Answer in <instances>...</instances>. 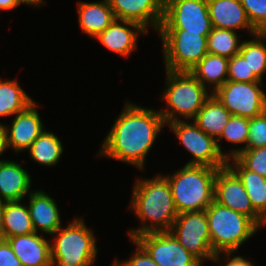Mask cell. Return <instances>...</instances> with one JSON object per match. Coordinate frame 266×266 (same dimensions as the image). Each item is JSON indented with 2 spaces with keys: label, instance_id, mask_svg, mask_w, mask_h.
I'll return each instance as SVG.
<instances>
[{
  "label": "cell",
  "instance_id": "cell-37",
  "mask_svg": "<svg viewBox=\"0 0 266 266\" xmlns=\"http://www.w3.org/2000/svg\"><path fill=\"white\" fill-rule=\"evenodd\" d=\"M222 253L224 254V257L225 258L227 257L226 259H224V260H226L225 262H227L230 259L226 263V265H224V266H254V264H252L251 261H248L247 259H245L244 257H242L240 255L239 256H233L232 253H235V252H221V253H216L214 255V259H212V261L215 262V263L220 262L221 261V258L220 257H222L221 256Z\"/></svg>",
  "mask_w": 266,
  "mask_h": 266
},
{
  "label": "cell",
  "instance_id": "cell-28",
  "mask_svg": "<svg viewBox=\"0 0 266 266\" xmlns=\"http://www.w3.org/2000/svg\"><path fill=\"white\" fill-rule=\"evenodd\" d=\"M266 32H258L251 40L242 41L239 54L247 60L250 72H253L261 81L266 73Z\"/></svg>",
  "mask_w": 266,
  "mask_h": 266
},
{
  "label": "cell",
  "instance_id": "cell-43",
  "mask_svg": "<svg viewBox=\"0 0 266 266\" xmlns=\"http://www.w3.org/2000/svg\"><path fill=\"white\" fill-rule=\"evenodd\" d=\"M203 262H199L197 266H201Z\"/></svg>",
  "mask_w": 266,
  "mask_h": 266
},
{
  "label": "cell",
  "instance_id": "cell-19",
  "mask_svg": "<svg viewBox=\"0 0 266 266\" xmlns=\"http://www.w3.org/2000/svg\"><path fill=\"white\" fill-rule=\"evenodd\" d=\"M28 210L36 233L53 235L61 228L59 209L53 198L43 190L31 191L29 194Z\"/></svg>",
  "mask_w": 266,
  "mask_h": 266
},
{
  "label": "cell",
  "instance_id": "cell-24",
  "mask_svg": "<svg viewBox=\"0 0 266 266\" xmlns=\"http://www.w3.org/2000/svg\"><path fill=\"white\" fill-rule=\"evenodd\" d=\"M231 116L232 114L212 94L191 122L217 140Z\"/></svg>",
  "mask_w": 266,
  "mask_h": 266
},
{
  "label": "cell",
  "instance_id": "cell-18",
  "mask_svg": "<svg viewBox=\"0 0 266 266\" xmlns=\"http://www.w3.org/2000/svg\"><path fill=\"white\" fill-rule=\"evenodd\" d=\"M36 232L6 238L22 266H52L50 242Z\"/></svg>",
  "mask_w": 266,
  "mask_h": 266
},
{
  "label": "cell",
  "instance_id": "cell-38",
  "mask_svg": "<svg viewBox=\"0 0 266 266\" xmlns=\"http://www.w3.org/2000/svg\"><path fill=\"white\" fill-rule=\"evenodd\" d=\"M6 149H8V145L5 124L3 125L0 123V155H2L4 151H7Z\"/></svg>",
  "mask_w": 266,
  "mask_h": 266
},
{
  "label": "cell",
  "instance_id": "cell-13",
  "mask_svg": "<svg viewBox=\"0 0 266 266\" xmlns=\"http://www.w3.org/2000/svg\"><path fill=\"white\" fill-rule=\"evenodd\" d=\"M134 240L159 266H197L200 262L170 232L145 233Z\"/></svg>",
  "mask_w": 266,
  "mask_h": 266
},
{
  "label": "cell",
  "instance_id": "cell-15",
  "mask_svg": "<svg viewBox=\"0 0 266 266\" xmlns=\"http://www.w3.org/2000/svg\"><path fill=\"white\" fill-rule=\"evenodd\" d=\"M7 145L16 153L28 150L32 142L44 131L36 102L31 103L23 111L17 113L11 126H6Z\"/></svg>",
  "mask_w": 266,
  "mask_h": 266
},
{
  "label": "cell",
  "instance_id": "cell-8",
  "mask_svg": "<svg viewBox=\"0 0 266 266\" xmlns=\"http://www.w3.org/2000/svg\"><path fill=\"white\" fill-rule=\"evenodd\" d=\"M184 148L193 158L186 165L207 166L220 169L227 165V158L220 152L217 140L204 133L194 122L179 120L168 123Z\"/></svg>",
  "mask_w": 266,
  "mask_h": 266
},
{
  "label": "cell",
  "instance_id": "cell-10",
  "mask_svg": "<svg viewBox=\"0 0 266 266\" xmlns=\"http://www.w3.org/2000/svg\"><path fill=\"white\" fill-rule=\"evenodd\" d=\"M169 232L200 262L214 259L205 211L178 214Z\"/></svg>",
  "mask_w": 266,
  "mask_h": 266
},
{
  "label": "cell",
  "instance_id": "cell-11",
  "mask_svg": "<svg viewBox=\"0 0 266 266\" xmlns=\"http://www.w3.org/2000/svg\"><path fill=\"white\" fill-rule=\"evenodd\" d=\"M212 28L207 0H165L159 30H186L208 35Z\"/></svg>",
  "mask_w": 266,
  "mask_h": 266
},
{
  "label": "cell",
  "instance_id": "cell-21",
  "mask_svg": "<svg viewBox=\"0 0 266 266\" xmlns=\"http://www.w3.org/2000/svg\"><path fill=\"white\" fill-rule=\"evenodd\" d=\"M78 20L82 32L95 38L116 18L108 0L99 2H78Z\"/></svg>",
  "mask_w": 266,
  "mask_h": 266
},
{
  "label": "cell",
  "instance_id": "cell-39",
  "mask_svg": "<svg viewBox=\"0 0 266 266\" xmlns=\"http://www.w3.org/2000/svg\"><path fill=\"white\" fill-rule=\"evenodd\" d=\"M21 5L18 0H0V10H12Z\"/></svg>",
  "mask_w": 266,
  "mask_h": 266
},
{
  "label": "cell",
  "instance_id": "cell-12",
  "mask_svg": "<svg viewBox=\"0 0 266 266\" xmlns=\"http://www.w3.org/2000/svg\"><path fill=\"white\" fill-rule=\"evenodd\" d=\"M214 201L251 218L260 228L266 221L254 210L250 198L238 176L226 165L217 170Z\"/></svg>",
  "mask_w": 266,
  "mask_h": 266
},
{
  "label": "cell",
  "instance_id": "cell-29",
  "mask_svg": "<svg viewBox=\"0 0 266 266\" xmlns=\"http://www.w3.org/2000/svg\"><path fill=\"white\" fill-rule=\"evenodd\" d=\"M238 38L237 31L212 28L207 36L208 53L232 58L239 54L242 45Z\"/></svg>",
  "mask_w": 266,
  "mask_h": 266
},
{
  "label": "cell",
  "instance_id": "cell-1",
  "mask_svg": "<svg viewBox=\"0 0 266 266\" xmlns=\"http://www.w3.org/2000/svg\"><path fill=\"white\" fill-rule=\"evenodd\" d=\"M165 125L158 110L126 102L99 154L144 170L146 156Z\"/></svg>",
  "mask_w": 266,
  "mask_h": 266
},
{
  "label": "cell",
  "instance_id": "cell-41",
  "mask_svg": "<svg viewBox=\"0 0 266 266\" xmlns=\"http://www.w3.org/2000/svg\"><path fill=\"white\" fill-rule=\"evenodd\" d=\"M20 4H27V5H33L34 7H40L42 3H44V0H18Z\"/></svg>",
  "mask_w": 266,
  "mask_h": 266
},
{
  "label": "cell",
  "instance_id": "cell-31",
  "mask_svg": "<svg viewBox=\"0 0 266 266\" xmlns=\"http://www.w3.org/2000/svg\"><path fill=\"white\" fill-rule=\"evenodd\" d=\"M236 158L250 171L266 177V146L245 149Z\"/></svg>",
  "mask_w": 266,
  "mask_h": 266
},
{
  "label": "cell",
  "instance_id": "cell-14",
  "mask_svg": "<svg viewBox=\"0 0 266 266\" xmlns=\"http://www.w3.org/2000/svg\"><path fill=\"white\" fill-rule=\"evenodd\" d=\"M115 18L139 23L158 31L162 24L165 0H108Z\"/></svg>",
  "mask_w": 266,
  "mask_h": 266
},
{
  "label": "cell",
  "instance_id": "cell-5",
  "mask_svg": "<svg viewBox=\"0 0 266 266\" xmlns=\"http://www.w3.org/2000/svg\"><path fill=\"white\" fill-rule=\"evenodd\" d=\"M211 247L214 252H235L260 228L248 216L213 201L206 209Z\"/></svg>",
  "mask_w": 266,
  "mask_h": 266
},
{
  "label": "cell",
  "instance_id": "cell-20",
  "mask_svg": "<svg viewBox=\"0 0 266 266\" xmlns=\"http://www.w3.org/2000/svg\"><path fill=\"white\" fill-rule=\"evenodd\" d=\"M21 165L12 160H0V201H22L31 193V177Z\"/></svg>",
  "mask_w": 266,
  "mask_h": 266
},
{
  "label": "cell",
  "instance_id": "cell-17",
  "mask_svg": "<svg viewBox=\"0 0 266 266\" xmlns=\"http://www.w3.org/2000/svg\"><path fill=\"white\" fill-rule=\"evenodd\" d=\"M209 16L213 28L247 29L254 36L258 31L250 23L240 0H207Z\"/></svg>",
  "mask_w": 266,
  "mask_h": 266
},
{
  "label": "cell",
  "instance_id": "cell-26",
  "mask_svg": "<svg viewBox=\"0 0 266 266\" xmlns=\"http://www.w3.org/2000/svg\"><path fill=\"white\" fill-rule=\"evenodd\" d=\"M30 158L36 163L46 166H56L63 153L61 140L52 133L44 130L28 148Z\"/></svg>",
  "mask_w": 266,
  "mask_h": 266
},
{
  "label": "cell",
  "instance_id": "cell-23",
  "mask_svg": "<svg viewBox=\"0 0 266 266\" xmlns=\"http://www.w3.org/2000/svg\"><path fill=\"white\" fill-rule=\"evenodd\" d=\"M229 58L207 53L189 72L213 93L227 81ZM209 86V87H208Z\"/></svg>",
  "mask_w": 266,
  "mask_h": 266
},
{
  "label": "cell",
  "instance_id": "cell-36",
  "mask_svg": "<svg viewBox=\"0 0 266 266\" xmlns=\"http://www.w3.org/2000/svg\"><path fill=\"white\" fill-rule=\"evenodd\" d=\"M0 266H22L6 239L0 240Z\"/></svg>",
  "mask_w": 266,
  "mask_h": 266
},
{
  "label": "cell",
  "instance_id": "cell-35",
  "mask_svg": "<svg viewBox=\"0 0 266 266\" xmlns=\"http://www.w3.org/2000/svg\"><path fill=\"white\" fill-rule=\"evenodd\" d=\"M131 241L137 246L131 258L120 263L122 266H159L147 253V251L134 239Z\"/></svg>",
  "mask_w": 266,
  "mask_h": 266
},
{
  "label": "cell",
  "instance_id": "cell-42",
  "mask_svg": "<svg viewBox=\"0 0 266 266\" xmlns=\"http://www.w3.org/2000/svg\"><path fill=\"white\" fill-rule=\"evenodd\" d=\"M112 266H122V265L120 264L119 260L115 258V261L113 262Z\"/></svg>",
  "mask_w": 266,
  "mask_h": 266
},
{
  "label": "cell",
  "instance_id": "cell-22",
  "mask_svg": "<svg viewBox=\"0 0 266 266\" xmlns=\"http://www.w3.org/2000/svg\"><path fill=\"white\" fill-rule=\"evenodd\" d=\"M227 166L241 180L254 210L266 221V177L248 170L236 157L227 159Z\"/></svg>",
  "mask_w": 266,
  "mask_h": 266
},
{
  "label": "cell",
  "instance_id": "cell-25",
  "mask_svg": "<svg viewBox=\"0 0 266 266\" xmlns=\"http://www.w3.org/2000/svg\"><path fill=\"white\" fill-rule=\"evenodd\" d=\"M22 201L4 202V239L12 236L28 235L35 232L28 206Z\"/></svg>",
  "mask_w": 266,
  "mask_h": 266
},
{
  "label": "cell",
  "instance_id": "cell-2",
  "mask_svg": "<svg viewBox=\"0 0 266 266\" xmlns=\"http://www.w3.org/2000/svg\"><path fill=\"white\" fill-rule=\"evenodd\" d=\"M132 192L130 209L143 226L129 231V238L135 239L145 233L169 232L178 213L167 179L161 174L151 179H137Z\"/></svg>",
  "mask_w": 266,
  "mask_h": 266
},
{
  "label": "cell",
  "instance_id": "cell-6",
  "mask_svg": "<svg viewBox=\"0 0 266 266\" xmlns=\"http://www.w3.org/2000/svg\"><path fill=\"white\" fill-rule=\"evenodd\" d=\"M50 242L52 266H92L97 256L96 238L88 229L83 218L71 221L59 228Z\"/></svg>",
  "mask_w": 266,
  "mask_h": 266
},
{
  "label": "cell",
  "instance_id": "cell-40",
  "mask_svg": "<svg viewBox=\"0 0 266 266\" xmlns=\"http://www.w3.org/2000/svg\"><path fill=\"white\" fill-rule=\"evenodd\" d=\"M3 218H4V202L0 201V240L4 239Z\"/></svg>",
  "mask_w": 266,
  "mask_h": 266
},
{
  "label": "cell",
  "instance_id": "cell-3",
  "mask_svg": "<svg viewBox=\"0 0 266 266\" xmlns=\"http://www.w3.org/2000/svg\"><path fill=\"white\" fill-rule=\"evenodd\" d=\"M216 168L184 165L173 175H165L177 213L205 211L214 201Z\"/></svg>",
  "mask_w": 266,
  "mask_h": 266
},
{
  "label": "cell",
  "instance_id": "cell-4",
  "mask_svg": "<svg viewBox=\"0 0 266 266\" xmlns=\"http://www.w3.org/2000/svg\"><path fill=\"white\" fill-rule=\"evenodd\" d=\"M166 87L162 99L168 109L159 110L166 125L181 120L179 116L193 120L212 95L189 71L166 70Z\"/></svg>",
  "mask_w": 266,
  "mask_h": 266
},
{
  "label": "cell",
  "instance_id": "cell-16",
  "mask_svg": "<svg viewBox=\"0 0 266 266\" xmlns=\"http://www.w3.org/2000/svg\"><path fill=\"white\" fill-rule=\"evenodd\" d=\"M139 33H146V29L139 23L115 19L95 38L108 50L126 58L137 49Z\"/></svg>",
  "mask_w": 266,
  "mask_h": 266
},
{
  "label": "cell",
  "instance_id": "cell-7",
  "mask_svg": "<svg viewBox=\"0 0 266 266\" xmlns=\"http://www.w3.org/2000/svg\"><path fill=\"white\" fill-rule=\"evenodd\" d=\"M168 71H190L207 53V36L186 30H158Z\"/></svg>",
  "mask_w": 266,
  "mask_h": 266
},
{
  "label": "cell",
  "instance_id": "cell-32",
  "mask_svg": "<svg viewBox=\"0 0 266 266\" xmlns=\"http://www.w3.org/2000/svg\"><path fill=\"white\" fill-rule=\"evenodd\" d=\"M228 81L234 82H262L253 72L240 54L234 55L228 61Z\"/></svg>",
  "mask_w": 266,
  "mask_h": 266
},
{
  "label": "cell",
  "instance_id": "cell-30",
  "mask_svg": "<svg viewBox=\"0 0 266 266\" xmlns=\"http://www.w3.org/2000/svg\"><path fill=\"white\" fill-rule=\"evenodd\" d=\"M249 132V118L232 115L228 123L223 129L220 137L217 139V145L220 152L227 158L236 157L241 151L246 149ZM225 138L227 142L233 144H245L244 147L231 150L230 153H223L219 141Z\"/></svg>",
  "mask_w": 266,
  "mask_h": 266
},
{
  "label": "cell",
  "instance_id": "cell-34",
  "mask_svg": "<svg viewBox=\"0 0 266 266\" xmlns=\"http://www.w3.org/2000/svg\"><path fill=\"white\" fill-rule=\"evenodd\" d=\"M266 146V111L249 119V132L246 149Z\"/></svg>",
  "mask_w": 266,
  "mask_h": 266
},
{
  "label": "cell",
  "instance_id": "cell-33",
  "mask_svg": "<svg viewBox=\"0 0 266 266\" xmlns=\"http://www.w3.org/2000/svg\"><path fill=\"white\" fill-rule=\"evenodd\" d=\"M252 26L266 32V0H240Z\"/></svg>",
  "mask_w": 266,
  "mask_h": 266
},
{
  "label": "cell",
  "instance_id": "cell-27",
  "mask_svg": "<svg viewBox=\"0 0 266 266\" xmlns=\"http://www.w3.org/2000/svg\"><path fill=\"white\" fill-rule=\"evenodd\" d=\"M33 102L17 80L0 79V117L16 115Z\"/></svg>",
  "mask_w": 266,
  "mask_h": 266
},
{
  "label": "cell",
  "instance_id": "cell-9",
  "mask_svg": "<svg viewBox=\"0 0 266 266\" xmlns=\"http://www.w3.org/2000/svg\"><path fill=\"white\" fill-rule=\"evenodd\" d=\"M263 82L226 81L212 94L234 116L254 118L266 111Z\"/></svg>",
  "mask_w": 266,
  "mask_h": 266
}]
</instances>
